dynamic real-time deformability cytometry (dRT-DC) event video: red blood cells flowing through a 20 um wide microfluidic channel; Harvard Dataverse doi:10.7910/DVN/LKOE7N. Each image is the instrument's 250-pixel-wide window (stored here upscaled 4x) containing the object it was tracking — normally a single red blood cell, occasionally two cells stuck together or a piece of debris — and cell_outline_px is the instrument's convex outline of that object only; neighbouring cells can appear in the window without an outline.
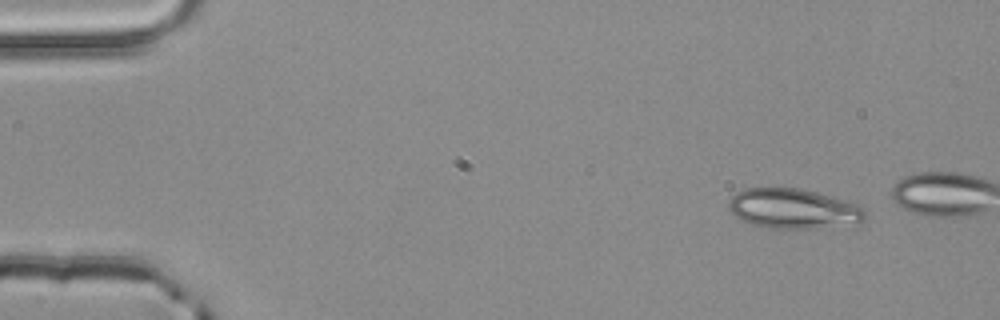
{"species": "common noctule bat (a hibernating species)", "species_latin": "Nyctalus noctula", "temperature_condition": "room temperature", "stored_images_in_passage": 3, "camera_frame_rate_fps": 3000, "um_per_image_px": 0.085, "animal": {"sex": "male", "body_mass_g": 20.4}, "frame": {"image": 1, "passage_image": 1, "time_ms": 0.0, "image_size_px": [1000, 320], "cell_outline_px": [[868, 216], [860, 224], [816, 228], [768, 228], [752, 224], [740, 220], [728, 208], [728, 200], [736, 192], [744, 188], [800, 188], [848, 200], [864, 208], [868, 212]], "centroid_in_image_um": [67.49, 17.74], "position_along_channel_um": 17.5, "area_um2": 32.25}}